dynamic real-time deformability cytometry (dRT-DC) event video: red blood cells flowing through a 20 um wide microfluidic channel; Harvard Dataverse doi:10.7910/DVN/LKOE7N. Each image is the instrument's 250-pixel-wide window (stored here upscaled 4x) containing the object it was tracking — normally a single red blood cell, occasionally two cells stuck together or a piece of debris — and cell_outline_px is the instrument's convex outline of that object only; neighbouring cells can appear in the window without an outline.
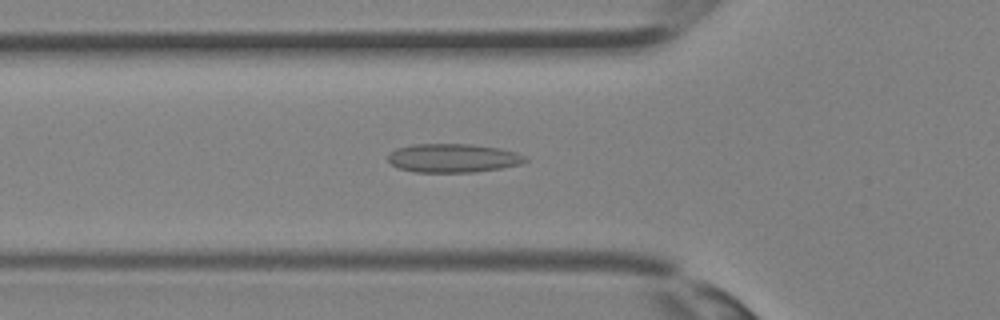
{"species": "Egyptian fruit bat (a non-hibernating species)", "species_latin": "Rousettus aegyptiacus", "temperature_condition": "room temperature", "stored_images_in_passage": 35, "camera_frame_rate_fps": 3000, "um_per_image_px": 0.085, "animal": {"sex": "female"}, "frame": {"image": 1, "passage_image": 12, "time_ms": 3.667, "image_size_px": [1000, 320], "cell_outline_px": [[528, 160], [520, 164], [500, 168], [476, 172], [416, 172], [400, 168], [392, 164], [388, 160], [388, 156], [396, 148], [412, 144], [472, 144], [500, 148], [516, 152], [524, 156]], "centroid_in_image_um": [38.52, 13.43], "position_along_channel_um": 87.3, "area_um2": 22.89}}
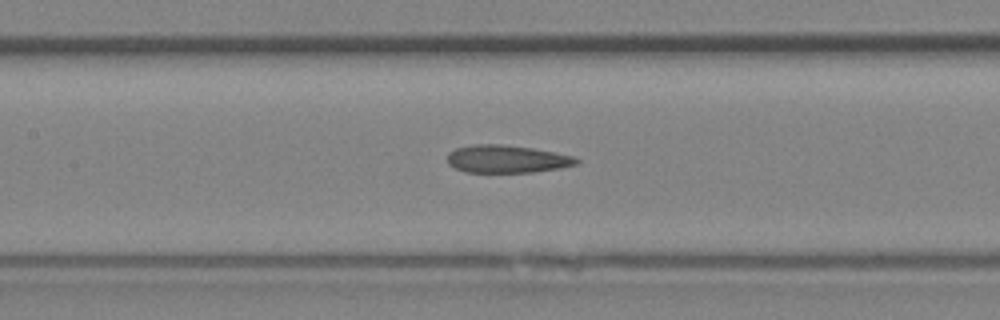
{"frame": {"image": 2, "passage_image": 16, "time_ms": 5.0, "image_size_px": [1000, 320], "cell_outline_px": [[580, 160], [576, 164], [560, 168], [532, 172], [468, 172], [456, 168], [448, 164], [448, 152], [456, 148], [476, 144], [500, 144], [532, 148], [572, 156]], "centroid_in_image_um": [43.06, 13.51], "position_along_channel_um": 164.3, "area_um2": 20.58}}
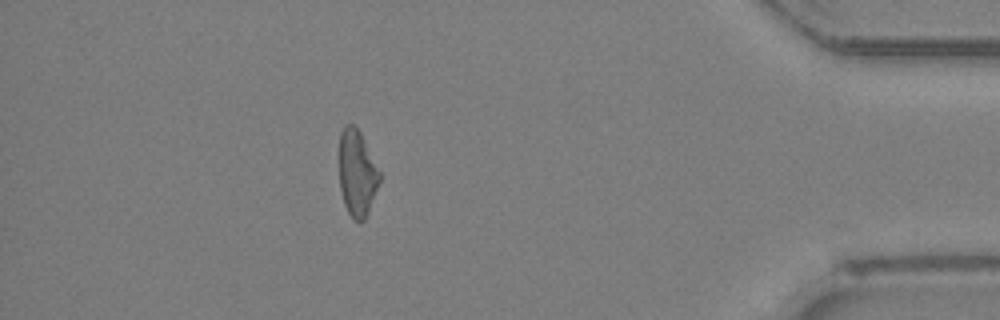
{"frame": {"image": 3, "passage_image": 31, "time_ms": 10.0, "image_size_px": [1000, 320], "cell_outline_px": [[380, 180], [368, 212], [364, 220], [352, 220], [344, 204], [340, 188], [340, 132], [344, 124], [352, 124], [360, 132], [380, 172]], "centroid_in_image_um": [30.34, 14.72], "position_along_channel_um": 404.9, "area_um2": 20.0}}